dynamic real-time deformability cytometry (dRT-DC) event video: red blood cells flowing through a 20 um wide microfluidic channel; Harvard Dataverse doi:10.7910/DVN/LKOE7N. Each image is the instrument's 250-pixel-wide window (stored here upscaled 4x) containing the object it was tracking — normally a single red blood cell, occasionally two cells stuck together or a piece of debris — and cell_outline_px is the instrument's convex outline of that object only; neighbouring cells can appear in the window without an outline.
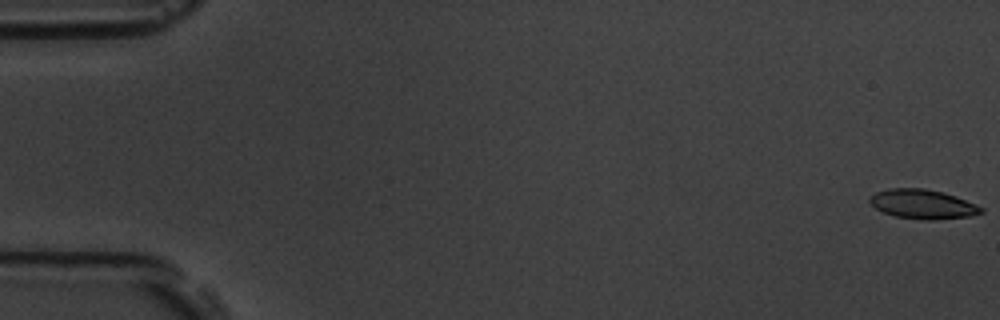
{"species": "common noctule bat (a hibernating species)", "species_latin": "Nyctalus noctula", "temperature_condition": "room temperature", "stored_images_in_passage": 57, "camera_frame_rate_fps": 3000, "um_per_image_px": 0.085, "animal": {"sex": "male", "body_mass_g": 19.5, "forearm_length_mm": 54.6}, "frame": {"image": 1, "passage_image": 1, "time_ms": 0.0, "image_size_px": [1000, 320], "cell_outline_px": [[984, 212], [972, 216], [932, 220], [924, 220], [896, 216], [884, 212], [876, 208], [868, 200], [868, 196], [876, 192], [888, 188], [924, 188], [944, 192], [956, 196], [976, 204], [984, 208]], "centroid_in_image_um": [78.45, 17.34], "position_along_channel_um": 6.6, "area_um2": 19.19}}
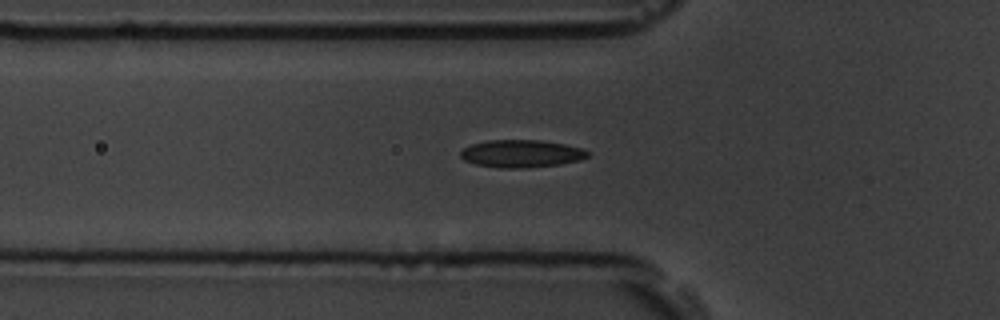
{"frame": {"image": 2, "passage_image": 20, "time_ms": 6.333, "image_size_px": [1000, 320], "cell_outline_px": [[588, 156], [580, 160], [560, 164], [524, 168], [500, 168], [476, 164], [464, 160], [460, 156], [460, 152], [464, 148], [472, 144], [488, 140], [540, 140], [564, 144], [580, 148], [588, 152]], "centroid_in_image_um": [44.29, 13.06], "position_along_channel_um": 81.5, "area_um2": 20.29}}
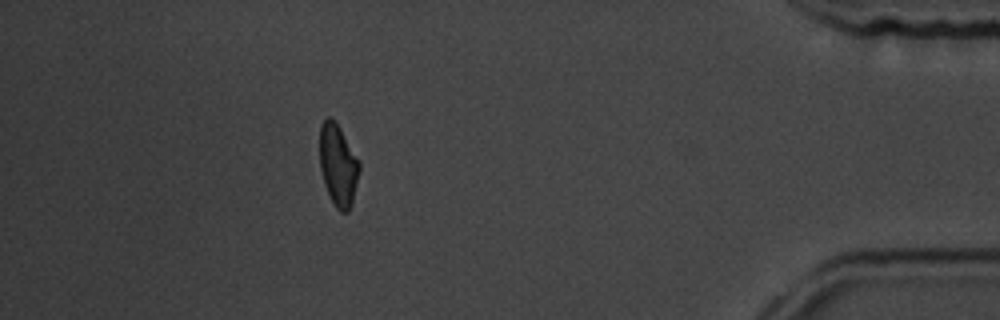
{"frame": {"image": 3, "passage_image": 51, "time_ms": 16.667, "image_size_px": [1000, 320], "cell_outline_px": [[360, 168], [352, 204], [348, 212], [340, 212], [336, 208], [324, 184], [320, 168], [320, 124], [328, 116], [340, 128], [360, 160]], "centroid_in_image_um": [28.75, 14.04], "position_along_channel_um": 406.5, "area_um2": 18.84}, "authors_computed_cell_mechanics": {"area_um2": 19.5364, "velocity_mm_per_s": 3.6317, "shape_relaxation_time_tau1_ms": 4.7616, "shape_relaxation_time_tau2_ms": 3.1215, "deformation_change_tau1": 0.1181, "deformation_change_tau2": 0.0922}}